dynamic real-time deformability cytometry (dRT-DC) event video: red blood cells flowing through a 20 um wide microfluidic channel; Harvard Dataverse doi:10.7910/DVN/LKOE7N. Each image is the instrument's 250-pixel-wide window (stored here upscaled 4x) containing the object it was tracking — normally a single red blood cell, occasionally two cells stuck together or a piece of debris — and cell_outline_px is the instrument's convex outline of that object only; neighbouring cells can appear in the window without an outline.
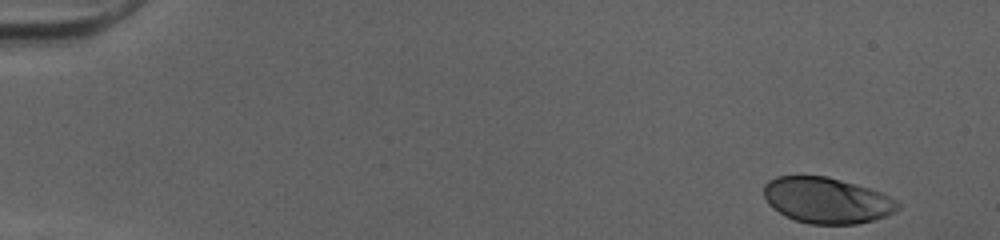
{"species": "human", "species_latin": "Homo sapiens", "temperature_condition": "cold", "stored_images_in_passage": 41, "camera_frame_rate_fps": 3000, "um_per_image_px": 0.085, "donor": {"sex": "female"}, "frame": {"image": 1, "passage_image": 1, "time_ms": 0.0, "image_size_px": [1000, 240], "cell_outline_px": [[900, 208], [896, 212], [888, 216], [856, 224], [808, 224], [796, 220], [772, 208], [768, 204], [764, 196], [764, 184], [768, 180], [776, 176], [828, 176], [868, 188], [880, 192], [896, 200], [900, 204]], "centroid_in_image_um": [70.28, 17.03], "position_along_channel_um": 14.7, "area_um2": 35.84}}
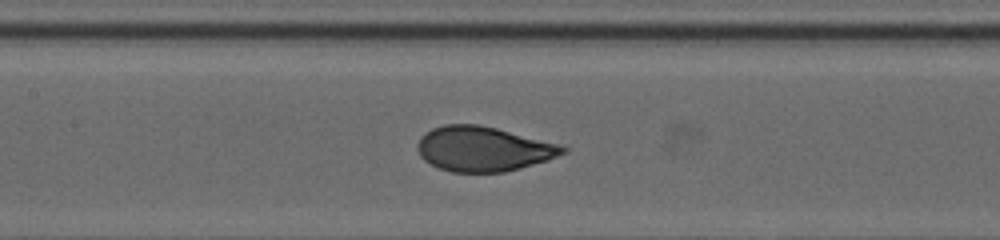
{"frame": {"image": 2, "passage_image": 23, "time_ms": 7.333, "image_size_px": [1000, 240], "cell_outline_px": [[568, 152], [548, 160], [520, 168], [504, 172], [452, 172], [440, 168], [424, 160], [420, 156], [416, 148], [416, 144], [420, 136], [424, 132], [432, 128], [444, 124], [480, 124], [564, 144], [568, 148]], "centroid_in_image_um": [41.11, 12.64], "position_along_channel_um": 166.3, "area_um2": 38.49}}
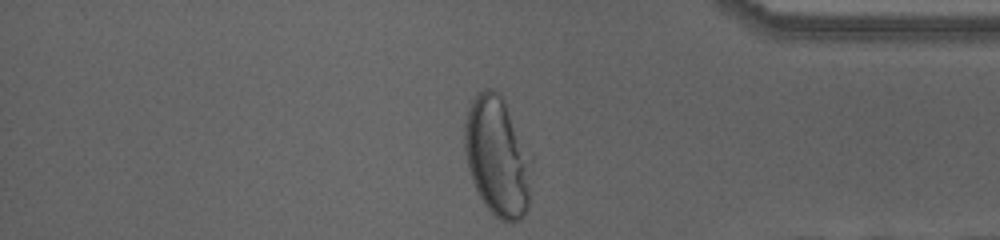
{"frame": {"image": 3, "passage_image": 41, "time_ms": 13.333, "image_size_px": [1000, 240], "cell_outline_px": [[532, 160], [528, 208], [524, 216], [520, 220], [512, 224], [508, 224], [500, 220], [484, 204], [472, 180], [468, 168], [464, 152], [464, 124], [468, 108], [472, 100], [484, 88], [492, 88], [500, 92], [532, 156]], "centroid_in_image_um": [42.29, 13.32], "position_along_channel_um": 392.9, "area_um2": 47.22}, "authors_computed_cell_mechanics": {"area_um2": 37.6856, "velocity_mm_per_s": 4.044, "shape_relaxation_time_tau1_ms": 4.9332, "shape_relaxation_time_tau2_ms": null, "deformation_change_tau1": 0.2119, "deformation_change_tau2": null}}